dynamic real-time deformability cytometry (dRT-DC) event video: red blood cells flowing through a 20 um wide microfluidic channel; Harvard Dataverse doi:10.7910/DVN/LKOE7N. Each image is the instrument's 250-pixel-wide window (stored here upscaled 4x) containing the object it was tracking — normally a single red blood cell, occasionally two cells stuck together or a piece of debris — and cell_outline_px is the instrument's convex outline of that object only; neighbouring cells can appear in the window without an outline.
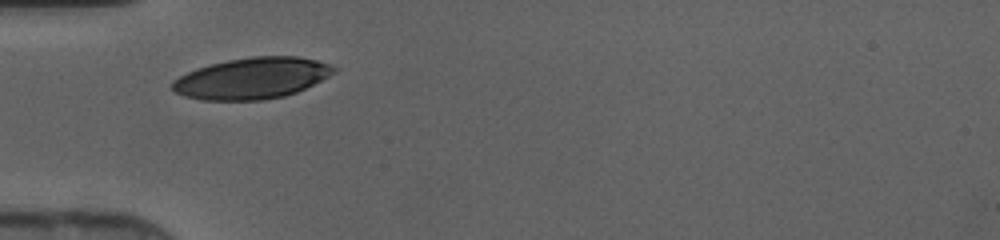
{"species": "human", "species_latin": "Homo sapiens", "temperature_condition": "cold", "stored_images_in_passage": 15, "camera_frame_rate_fps": 3000, "um_per_image_px": 0.085, "donor": {"sex": "female"}, "frame": {"image": 1, "passage_image": 2, "time_ms": 0.333, "image_size_px": [1000, 240], "cell_outline_px": [[340, 68], [336, 72], [296, 92], [284, 96], [264, 100], [200, 100], [184, 96], [176, 92], [172, 88], [172, 80], [196, 68], [228, 60], [252, 56], [296, 56], [316, 60]], "centroid_in_image_um": [21.41, 6.65], "position_along_channel_um": 63.6, "area_um2": 38.67}}
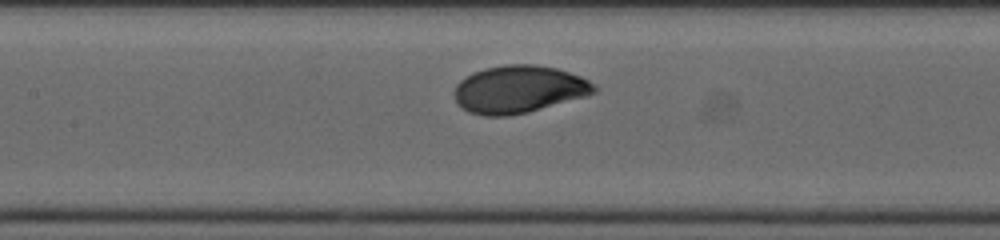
{"frame": {"image": 2, "passage_image": 9, "time_ms": 2.667, "image_size_px": [1000, 240], "cell_outline_px": [[596, 92], [588, 96], [528, 112], [508, 116], [484, 116], [468, 112], [460, 108], [456, 104], [456, 84], [460, 80], [472, 72], [484, 68], [504, 64], [536, 64], [556, 68], [580, 76], [596, 84]], "centroid_in_image_um": [44.1, 7.59], "position_along_channel_um": 163.3, "area_um2": 39.07}}
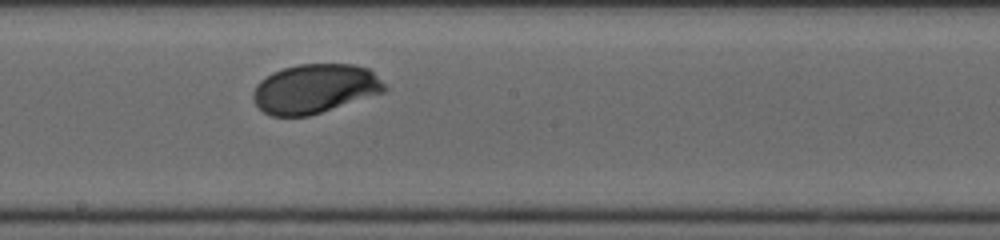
{"frame": {"image": 3, "passage_image": 13, "time_ms": 4.0, "image_size_px": [1000, 240], "cell_outline_px": [[388, 88], [384, 92], [308, 116], [272, 116], [264, 112], [256, 104], [252, 96], [252, 92], [256, 84], [260, 80], [272, 72], [284, 68], [300, 64], [356, 64], [368, 68]], "centroid_in_image_um": [26.74, 7.53], "position_along_channel_um": 221.5, "area_um2": 37.51}}